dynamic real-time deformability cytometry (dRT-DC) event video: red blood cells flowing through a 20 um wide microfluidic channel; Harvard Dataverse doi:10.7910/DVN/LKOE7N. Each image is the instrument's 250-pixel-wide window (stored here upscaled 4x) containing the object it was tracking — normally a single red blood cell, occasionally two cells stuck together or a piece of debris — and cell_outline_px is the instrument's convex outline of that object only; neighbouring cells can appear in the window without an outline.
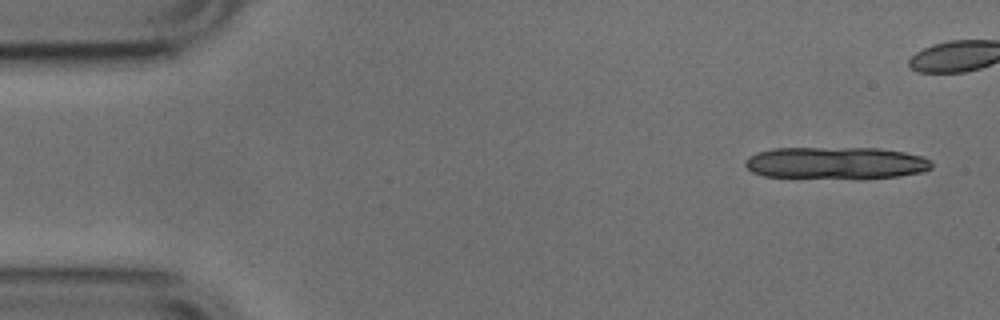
{"species": "common noctule bat (a hibernating species)", "species_latin": "Nyctalus noctula", "temperature_condition": "cold", "stored_images_in_passage": 12, "camera_frame_rate_fps": 3000, "um_per_image_px": 0.085, "animal": {"sex": "male", "body_mass_g": 17.9, "forearm_length_mm": 54.2}, "frame": {"image": 1, "passage_image": 3, "time_ms": 0.667, "image_size_px": [1000, 320], "cell_outline_px": [[932, 168], [924, 172], [896, 176], [764, 176], [752, 172], [744, 164], [744, 160], [756, 152], [772, 148], [880, 148], [904, 152], [924, 156], [932, 160]], "centroid_in_image_um": [71.06, 13.8], "position_along_channel_um": 13.9, "area_um2": 33.93}}